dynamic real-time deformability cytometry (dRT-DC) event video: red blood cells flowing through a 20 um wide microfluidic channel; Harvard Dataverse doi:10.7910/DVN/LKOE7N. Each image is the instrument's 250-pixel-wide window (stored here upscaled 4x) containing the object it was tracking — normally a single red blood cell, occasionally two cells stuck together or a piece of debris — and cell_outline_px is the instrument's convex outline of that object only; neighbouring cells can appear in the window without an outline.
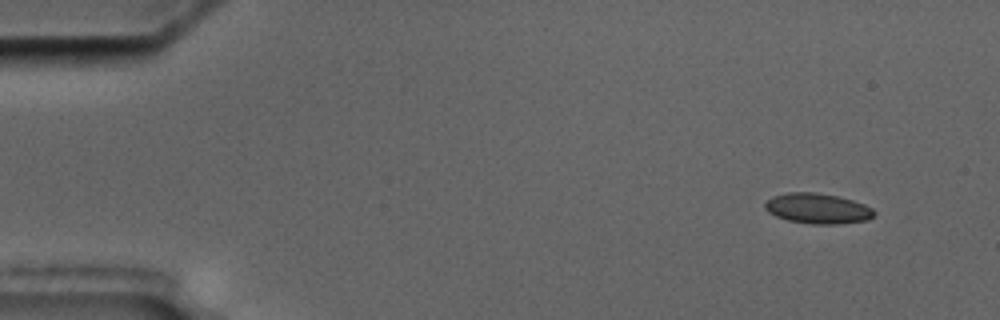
{"species": "common noctule bat (a hibernating species)", "species_latin": "Nyctalus noctula", "temperature_condition": "cold", "stored_images_in_passage": 5, "camera_frame_rate_fps": 3000, "um_per_image_px": 0.085, "animal": {"sex": "male", "body_mass_g": 17.5, "forearm_length_mm": 52.3}, "frame": {"image": 1, "passage_image": 1, "time_ms": 0.0, "image_size_px": [1000, 320], "cell_outline_px": [[876, 212], [868, 220], [836, 224], [812, 224], [788, 220], [776, 216], [768, 212], [764, 208], [764, 204], [772, 196], [788, 192], [816, 192], [836, 196], [852, 200], [864, 204], [872, 208]], "centroid_in_image_um": [69.48, 17.72], "position_along_channel_um": 15.5, "area_um2": 19.25}}
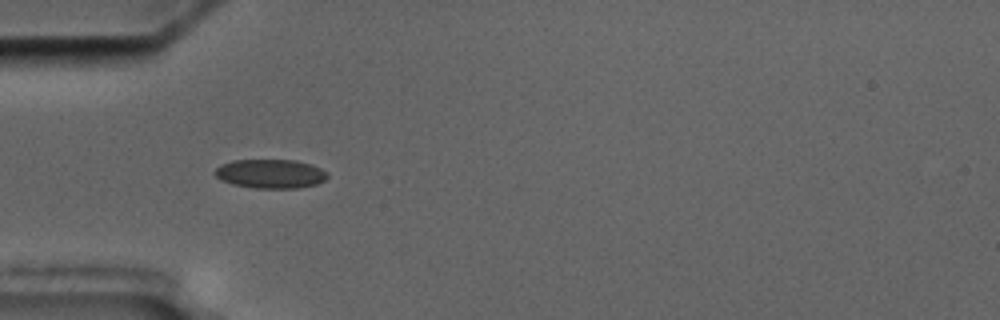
{"frame": {"image": 2, "passage_image": 4, "time_ms": 4.333, "image_size_px": [1000, 320], "cell_outline_px": [[328, 176], [324, 180], [316, 184], [300, 188], [252, 188], [232, 184], [220, 180], [212, 172], [220, 164], [232, 160], [296, 160], [312, 164], [328, 172]], "centroid_in_image_um": [22.97, 14.77], "position_along_channel_um": 62.0, "area_um2": 19.31}}
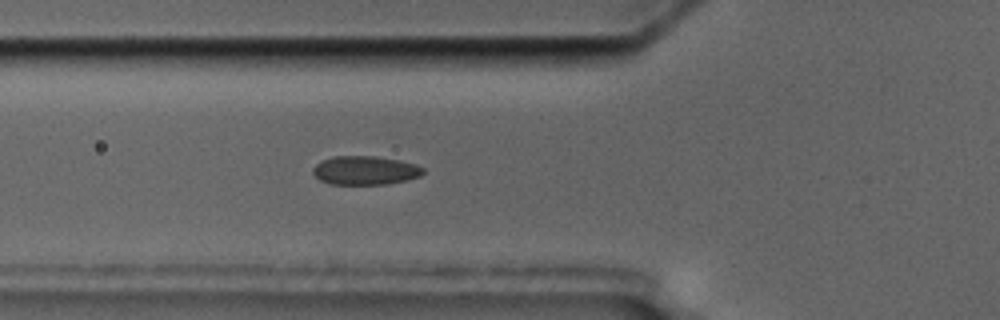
{"frame": {"image": 3, "passage_image": 5, "time_ms": 5.333, "image_size_px": [1000, 320], "cell_outline_px": [[424, 172], [420, 176], [408, 180], [388, 184], [332, 184], [320, 180], [312, 172], [312, 168], [320, 160], [332, 156], [372, 156], [400, 160], [416, 164], [424, 168]], "centroid_in_image_um": [31.04, 14.48], "position_along_channel_um": 94.8, "area_um2": 18.61}}